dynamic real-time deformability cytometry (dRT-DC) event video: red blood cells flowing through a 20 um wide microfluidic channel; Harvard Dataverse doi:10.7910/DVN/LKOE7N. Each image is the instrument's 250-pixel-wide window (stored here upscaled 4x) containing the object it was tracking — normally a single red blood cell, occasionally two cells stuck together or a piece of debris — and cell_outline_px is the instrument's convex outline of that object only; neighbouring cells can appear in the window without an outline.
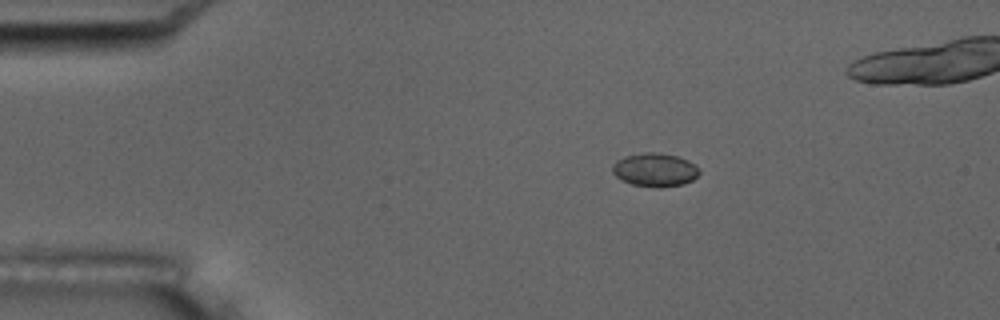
{"species": "common noctule bat (a hibernating species)", "species_latin": "Nyctalus noctula", "temperature_condition": "room temperature", "stored_images_in_passage": 6, "camera_frame_rate_fps": 3000, "um_per_image_px": 0.085, "animal": {"sex": "male", "body_mass_g": 17.5, "forearm_length_mm": 52.3}, "frame": {"image": 1, "passage_image": 3, "time_ms": 2.333, "image_size_px": [1000, 320], "cell_outline_px": [[700, 172], [692, 180], [684, 184], [660, 188], [656, 188], [632, 184], [616, 176], [612, 172], [612, 164], [616, 160], [624, 156], [644, 152], [660, 152], [676, 156], [688, 160], [696, 164]], "centroid_in_image_um": [55.67, 14.43], "position_along_channel_um": 29.3, "area_um2": 17.11}}